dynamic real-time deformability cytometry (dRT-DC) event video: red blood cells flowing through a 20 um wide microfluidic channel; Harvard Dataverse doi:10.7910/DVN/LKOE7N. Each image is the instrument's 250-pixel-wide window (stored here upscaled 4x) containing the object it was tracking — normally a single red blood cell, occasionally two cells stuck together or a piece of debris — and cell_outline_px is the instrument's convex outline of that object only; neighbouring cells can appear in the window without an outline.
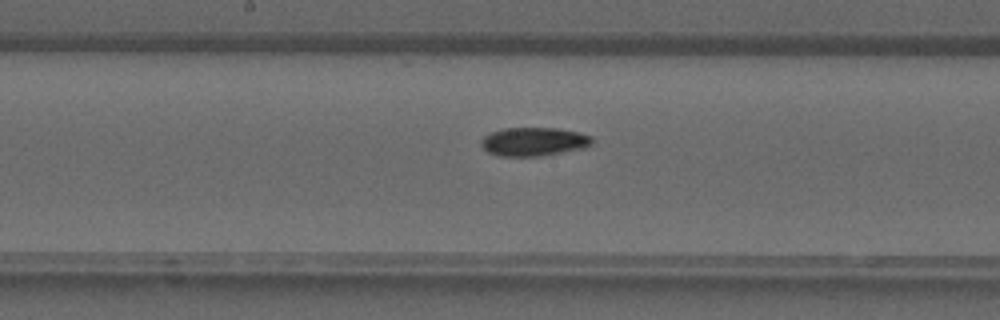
{"species": "common noctule bat (a hibernating species)", "species_latin": "Nyctalus noctula", "temperature_condition": "warm", "stored_images_in_passage": 29, "camera_frame_rate_fps": 3000, "um_per_image_px": 0.085, "animal": {"sex": "male", "forearm_length_mm": 52.5}, "frame": {"image": 1, "passage_image": 15, "time_ms": 4.667, "image_size_px": [1000, 320], "cell_outline_px": [[592, 144], [584, 148], [540, 156], [496, 156], [488, 152], [480, 144], [480, 140], [484, 136], [492, 132], [504, 128], [556, 128], [576, 132], [592, 136]], "centroid_in_image_um": [45.34, 12.04], "position_along_channel_um": 202.9, "area_um2": 18.44}}
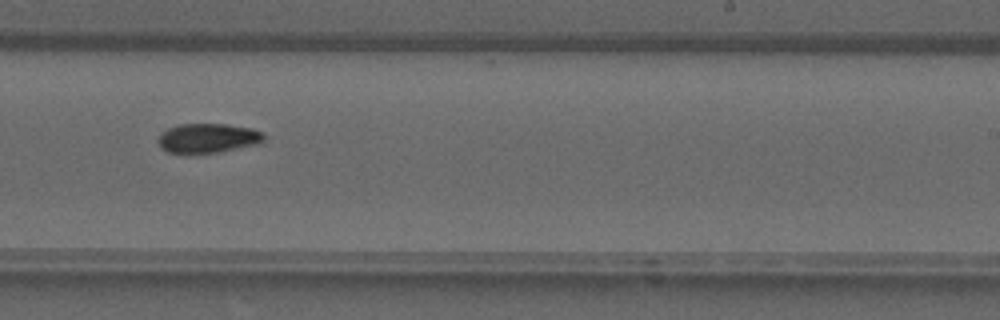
{"frame": {"image": 2, "passage_image": 19, "time_ms": 6.0, "image_size_px": [1000, 320], "cell_outline_px": [[264, 140], [256, 144], [216, 152], [184, 156], [168, 152], [160, 148], [160, 136], [168, 128], [180, 124], [224, 124], [252, 128], [264, 132]], "centroid_in_image_um": [17.65, 11.77], "position_along_channel_um": 271.4, "area_um2": 18.32}}
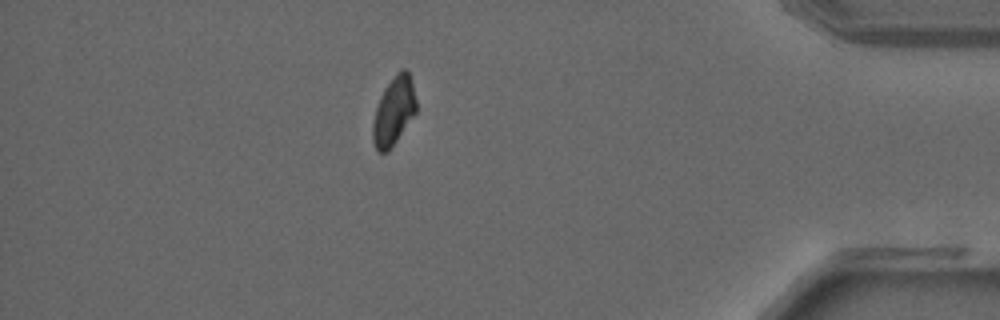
{"frame": {"image": 3, "passage_image": 29, "time_ms": 9.333, "image_size_px": [1000, 320], "cell_outline_px": [[416, 112], [388, 152], [376, 152], [372, 140], [372, 124], [376, 108], [380, 96], [384, 88], [396, 72], [400, 68], [404, 68], [408, 72], [412, 84], [416, 100]], "centroid_in_image_um": [33.44, 9.45], "position_along_channel_um": 401.8, "area_um2": 17.28}}